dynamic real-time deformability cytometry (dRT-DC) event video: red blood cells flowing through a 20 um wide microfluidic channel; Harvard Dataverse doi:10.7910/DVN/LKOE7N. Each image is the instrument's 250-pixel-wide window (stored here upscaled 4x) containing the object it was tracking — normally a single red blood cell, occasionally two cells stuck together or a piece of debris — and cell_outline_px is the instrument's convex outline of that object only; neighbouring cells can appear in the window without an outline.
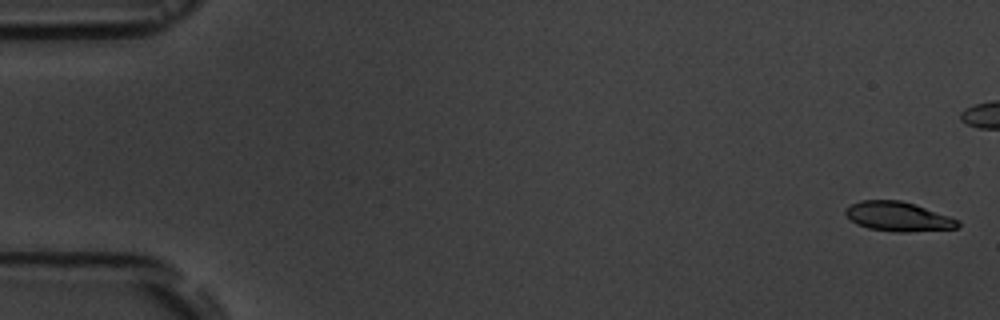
{"species": "common noctule bat (a hibernating species)", "species_latin": "Nyctalus noctula", "temperature_condition": "room temperature", "stored_images_in_passage": 6, "segment_of_instrument_passage": [2, 2], "camera_frame_rate_fps": 3000, "um_per_image_px": 0.085, "animal": {"sex": "male", "body_mass_g": 19.5, "forearm_length_mm": 54.6}, "frame": {"image": 1, "passage_image": 6, "time_ms": 6.333, "image_size_px": [1000, 320], "cell_outline_px": [[960, 224], [956, 228], [908, 232], [896, 232], [868, 228], [856, 224], [844, 212], [852, 204], [860, 200], [900, 200], [916, 204], [960, 220]], "centroid_in_image_um": [76.37, 18.4], "position_along_channel_um": 8.6, "area_um2": 19.19}}